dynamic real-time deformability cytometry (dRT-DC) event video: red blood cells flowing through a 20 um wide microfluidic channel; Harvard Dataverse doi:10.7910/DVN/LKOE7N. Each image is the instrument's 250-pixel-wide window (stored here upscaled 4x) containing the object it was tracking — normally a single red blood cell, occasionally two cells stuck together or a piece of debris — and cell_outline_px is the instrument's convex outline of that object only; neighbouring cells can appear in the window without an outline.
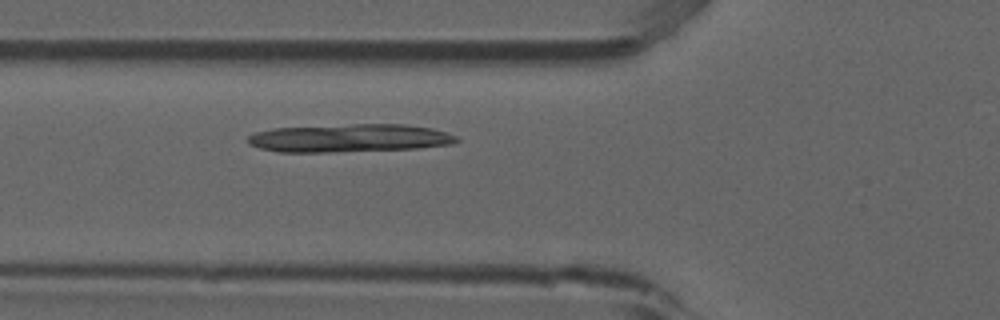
{"species": "common noctule bat (a hibernating species)", "species_latin": "Nyctalus noctula", "temperature_condition": "room temperature", "stored_images_in_passage": 2, "camera_frame_rate_fps": 3000, "um_per_image_px": 0.085, "animal": {"sex": "male", "forearm_length_mm": 52.5}, "frame": {"image": 1, "passage_image": 2, "time_ms": 0.333, "image_size_px": [1000, 320], "cell_outline_px": [[460, 140], [452, 144], [416, 148], [328, 152], [280, 152], [260, 148], [248, 144], [248, 136], [256, 132], [272, 128], [352, 124], [408, 124], [432, 128], [456, 136]], "centroid_in_image_um": [29.69, 11.73], "position_along_channel_um": 96.1, "area_um2": 34.1}}